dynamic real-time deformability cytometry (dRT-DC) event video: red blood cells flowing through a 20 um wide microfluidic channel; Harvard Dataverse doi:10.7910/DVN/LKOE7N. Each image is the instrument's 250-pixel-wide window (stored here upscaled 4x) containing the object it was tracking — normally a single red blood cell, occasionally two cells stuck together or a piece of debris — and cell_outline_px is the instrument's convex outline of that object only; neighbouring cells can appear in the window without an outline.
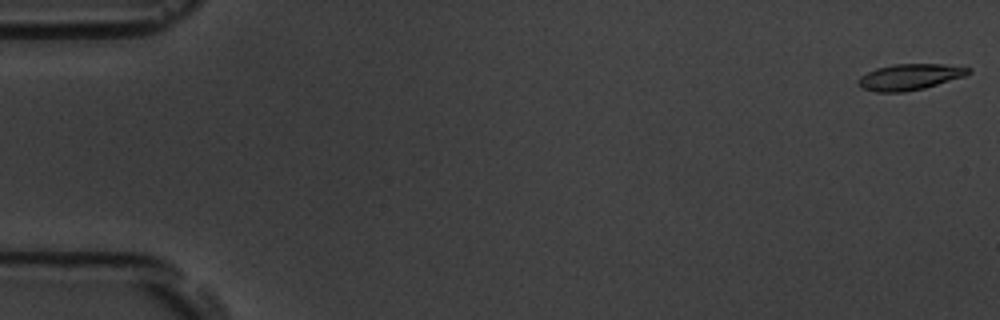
{"species": "common noctule bat (a hibernating species)", "species_latin": "Nyctalus noctula", "temperature_condition": "room temperature", "stored_images_in_passage": 54, "camera_frame_rate_fps": 3000, "um_per_image_px": 0.085, "animal": {"sex": "male", "body_mass_g": 19.5, "forearm_length_mm": 54.6}, "frame": {"image": 1, "passage_image": 1, "time_ms": 0.0, "image_size_px": [1000, 320], "cell_outline_px": [[972, 72], [964, 76], [924, 88], [904, 92], [876, 92], [860, 88], [856, 84], [856, 80], [860, 76], [876, 68], [892, 64], [944, 64], [972, 68]], "centroid_in_image_um": [77.29, 6.54], "position_along_channel_um": 7.7, "area_um2": 16.88}}
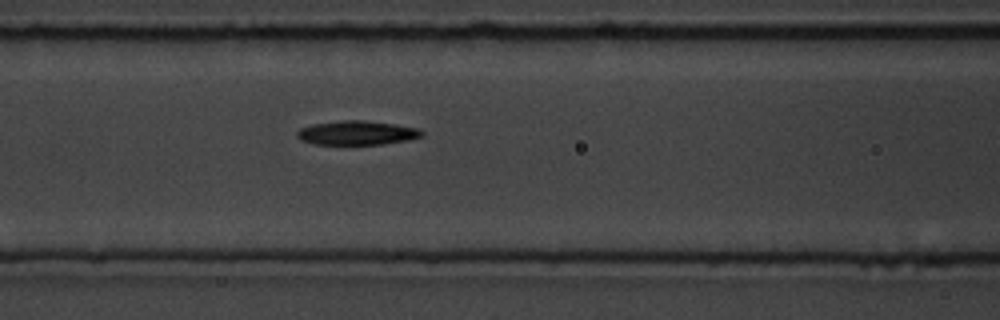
{"frame": {"image": 2, "passage_image": 23, "time_ms": 7.333, "image_size_px": [1000, 320], "cell_outline_px": [[424, 136], [408, 140], [384, 144], [312, 144], [300, 140], [296, 136], [296, 132], [300, 128], [312, 124], [344, 120], [364, 120], [396, 124], [420, 128], [424, 132]], "centroid_in_image_um": [30.36, 11.29], "position_along_channel_um": 136.2, "area_um2": 17.74}}
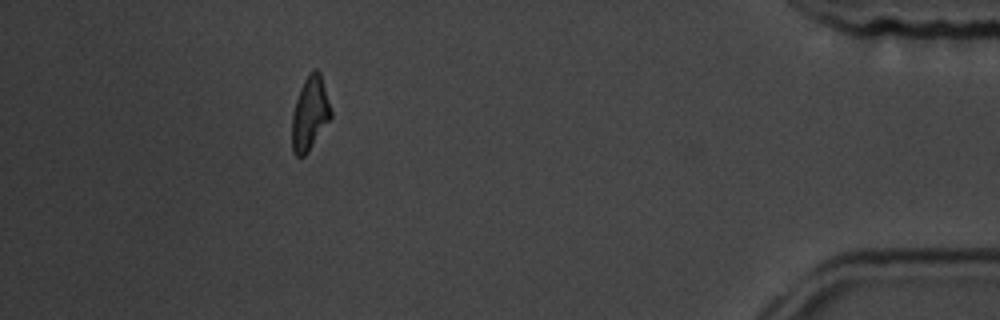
{"frame": {"image": 3, "passage_image": 49, "time_ms": 16.0, "image_size_px": [1000, 320], "cell_outline_px": [[332, 116], [308, 152], [304, 156], [296, 156], [292, 152], [292, 112], [300, 88], [308, 72], [312, 68], [316, 68], [320, 72], [332, 112]], "centroid_in_image_um": [26.33, 9.62], "position_along_channel_um": 408.9, "area_um2": 16.76}, "authors_computed_cell_mechanics": {"area_um2": 17.2244, "velocity_mm_per_s": 3.7867, "shape_relaxation_time_tau1_ms": 3.1189, "shape_relaxation_time_tau2_ms": 5.3096, "deformation_change_tau1": 0.1593, "deformation_change_tau2": 0.1577}}